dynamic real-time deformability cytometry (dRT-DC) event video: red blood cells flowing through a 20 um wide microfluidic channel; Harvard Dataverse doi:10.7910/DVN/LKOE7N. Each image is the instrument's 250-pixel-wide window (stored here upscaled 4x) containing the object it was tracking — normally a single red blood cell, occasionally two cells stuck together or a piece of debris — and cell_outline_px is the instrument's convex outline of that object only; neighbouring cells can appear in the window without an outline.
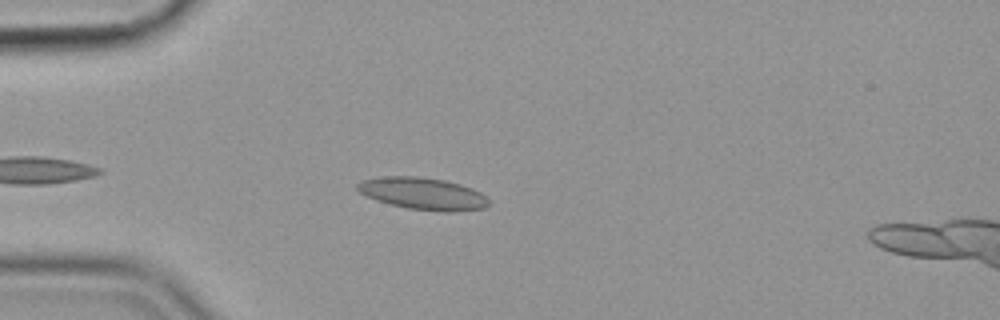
{"species": "common noctule bat (a hibernating species)", "species_latin": "Nyctalus noctula", "temperature_condition": "cold", "stored_images_in_passage": 45, "camera_frame_rate_fps": 3000, "um_per_image_px": 0.085, "animal": {"sex": "female", "body_mass_g": 19.9}, "frame": {"image": 1, "passage_image": 7, "time_ms": 2.0, "image_size_px": [1000, 320], "cell_outline_px": [[488, 204], [484, 208], [452, 212], [444, 212], [408, 208], [376, 200], [360, 192], [356, 188], [356, 184], [360, 180], [380, 176], [416, 176], [444, 180], [460, 184], [472, 188], [480, 192], [488, 200]], "centroid_in_image_um": [35.92, 16.44], "position_along_channel_um": 49.1, "area_um2": 24.45}}
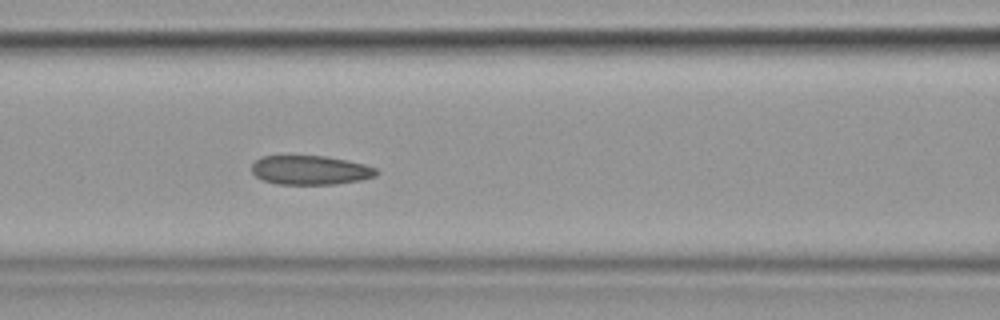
{"frame": {"image": 2, "passage_image": 16, "time_ms": 5.0, "image_size_px": [1000, 320], "cell_outline_px": [[380, 172], [376, 176], [360, 180], [336, 184], [276, 184], [264, 180], [256, 176], [252, 172], [252, 164], [260, 156], [324, 156], [348, 160], [364, 164], [376, 168]], "centroid_in_image_um": [26.39, 14.46], "position_along_channel_um": 140.2, "area_um2": 21.21}}
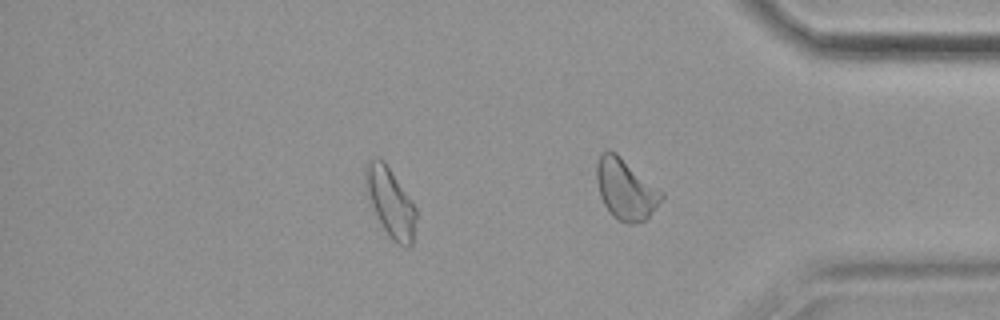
{"frame": {"image": 3, "passage_image": 37, "time_ms": 12.0, "image_size_px": [1000, 320], "cell_outline_px": [[416, 216], [412, 244], [408, 248], [404, 248], [396, 244], [388, 236], [372, 212], [364, 184], [364, 168], [368, 160], [372, 156], [376, 156], [384, 160], [412, 200], [416, 208]], "centroid_in_image_um": [33.14, 17.19], "position_along_channel_um": 402.1, "area_um2": 21.1}, "authors_computed_cell_mechanics": {"area_um2": 21.964, "velocity_mm_per_s": 3.5664, "shape_relaxation_time_tau1_ms": null, "shape_relaxation_time_tau2_ms": 2.3199, "deformation_change_tau1": null, "deformation_change_tau2": 0.1012}}